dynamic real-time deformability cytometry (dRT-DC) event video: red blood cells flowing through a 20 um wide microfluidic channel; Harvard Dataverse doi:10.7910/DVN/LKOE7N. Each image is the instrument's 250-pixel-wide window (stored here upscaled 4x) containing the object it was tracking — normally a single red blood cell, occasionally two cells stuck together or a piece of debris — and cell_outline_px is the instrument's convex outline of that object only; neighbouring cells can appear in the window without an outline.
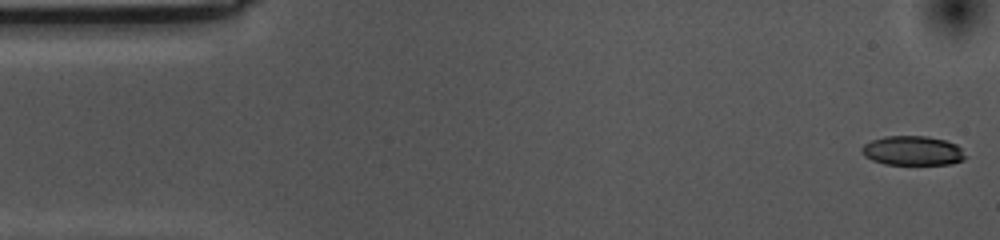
{"species": "common noctule bat (a hibernating species)", "species_latin": "Nyctalus noctula", "temperature_condition": "cold", "stored_images_in_passage": 55, "camera_frame_rate_fps": 3000, "um_per_image_px": 0.085, "animal": {"sex": "female", "body_mass_g": 10.0, "forearm_length_mm": 53.1}, "frame": {"image": 1, "passage_image": 1, "time_ms": 0.0, "image_size_px": [1000, 240], "cell_outline_px": [[964, 160], [952, 164], [884, 164], [872, 160], [864, 156], [860, 152], [860, 148], [864, 144], [872, 140], [884, 136], [928, 136], [944, 140], [956, 144], [960, 148], [964, 156]], "centroid_in_image_um": [77.53, 12.81], "position_along_channel_um": 7.5, "area_um2": 17.74}}
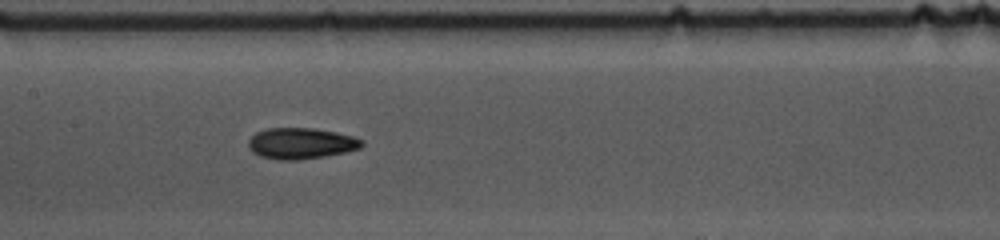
{"frame": {"image": 2, "passage_image": 25, "time_ms": 8.0, "image_size_px": [1000, 240], "cell_outline_px": [[364, 144], [360, 148], [344, 152], [324, 156], [300, 160], [280, 160], [260, 156], [252, 152], [248, 148], [248, 140], [256, 132], [268, 128], [312, 128], [336, 132], [352, 136], [364, 140]], "centroid_in_image_um": [25.57, 12.19], "position_along_channel_um": 181.8, "area_um2": 20.58}}
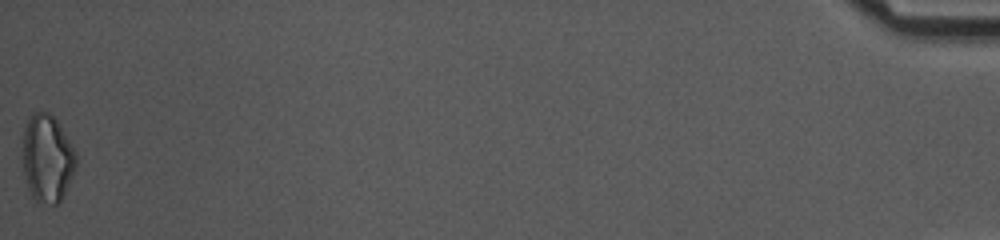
{"frame": {"image": 3, "passage_image": 55, "time_ms": 18.0, "image_size_px": [1000, 240], "cell_outline_px": [[76, 168], [64, 196], [56, 204], [52, 204], [36, 200], [32, 196], [28, 188], [20, 156], [24, 120], [32, 112], [48, 112], [56, 120], [64, 132], [76, 152]], "centroid_in_image_um": [3.97, 13.42], "position_along_channel_um": 431.2, "area_um2": 27.86}, "authors_computed_cell_mechanics": {"area_um2": 19.7676, "velocity_mm_per_s": 3.5631, "shape_relaxation_time_tau1_ms": 8.2951, "shape_relaxation_time_tau2_ms": 4.3243, "deformation_change_tau1": 0.1657, "deformation_change_tau2": 0.1083}}